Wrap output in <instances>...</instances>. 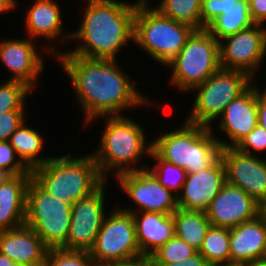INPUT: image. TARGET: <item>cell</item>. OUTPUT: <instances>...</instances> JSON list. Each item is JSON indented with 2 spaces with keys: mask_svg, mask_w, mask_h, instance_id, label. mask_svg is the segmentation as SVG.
<instances>
[{
  "mask_svg": "<svg viewBox=\"0 0 266 266\" xmlns=\"http://www.w3.org/2000/svg\"><path fill=\"white\" fill-rule=\"evenodd\" d=\"M52 45H45L41 51L52 53L57 62L61 63L75 89L76 101L84 113L86 125L91 121L97 122L101 117L126 115L122 114L123 110L154 105L149 97L137 91L136 84L123 72L117 59L83 58L60 51Z\"/></svg>",
  "mask_w": 266,
  "mask_h": 266,
  "instance_id": "6da1fadb",
  "label": "cell"
},
{
  "mask_svg": "<svg viewBox=\"0 0 266 266\" xmlns=\"http://www.w3.org/2000/svg\"><path fill=\"white\" fill-rule=\"evenodd\" d=\"M80 27L71 32L78 46L67 52L88 59L116 60L118 51L134 42V17L137 4L117 0H87Z\"/></svg>",
  "mask_w": 266,
  "mask_h": 266,
  "instance_id": "7a4b0ae2",
  "label": "cell"
},
{
  "mask_svg": "<svg viewBox=\"0 0 266 266\" xmlns=\"http://www.w3.org/2000/svg\"><path fill=\"white\" fill-rule=\"evenodd\" d=\"M102 118L106 121L99 147L91 152L101 176L108 181L110 174L118 176L147 168V164L142 168L137 165L143 156L150 157L153 146L152 141L149 143L146 139L143 126L127 115Z\"/></svg>",
  "mask_w": 266,
  "mask_h": 266,
  "instance_id": "3957f363",
  "label": "cell"
},
{
  "mask_svg": "<svg viewBox=\"0 0 266 266\" xmlns=\"http://www.w3.org/2000/svg\"><path fill=\"white\" fill-rule=\"evenodd\" d=\"M31 179L45 192L71 206L95 192L106 180L92 154L53 157L31 170Z\"/></svg>",
  "mask_w": 266,
  "mask_h": 266,
  "instance_id": "277c9868",
  "label": "cell"
},
{
  "mask_svg": "<svg viewBox=\"0 0 266 266\" xmlns=\"http://www.w3.org/2000/svg\"><path fill=\"white\" fill-rule=\"evenodd\" d=\"M182 127L160 134L152 140V149L164 160L197 173L210 168L220 157L222 146L213 133L205 127L183 121Z\"/></svg>",
  "mask_w": 266,
  "mask_h": 266,
  "instance_id": "5b68a950",
  "label": "cell"
},
{
  "mask_svg": "<svg viewBox=\"0 0 266 266\" xmlns=\"http://www.w3.org/2000/svg\"><path fill=\"white\" fill-rule=\"evenodd\" d=\"M149 5L137 4L134 17V43L155 62L165 67L178 55L194 30L162 16Z\"/></svg>",
  "mask_w": 266,
  "mask_h": 266,
  "instance_id": "8992f818",
  "label": "cell"
},
{
  "mask_svg": "<svg viewBox=\"0 0 266 266\" xmlns=\"http://www.w3.org/2000/svg\"><path fill=\"white\" fill-rule=\"evenodd\" d=\"M167 67L172 72L170 84L179 92H192L221 68L219 41L207 29L193 31Z\"/></svg>",
  "mask_w": 266,
  "mask_h": 266,
  "instance_id": "52a82bcc",
  "label": "cell"
},
{
  "mask_svg": "<svg viewBox=\"0 0 266 266\" xmlns=\"http://www.w3.org/2000/svg\"><path fill=\"white\" fill-rule=\"evenodd\" d=\"M254 80L246 73L237 70L220 68L202 84L195 87L196 91L192 110L186 122L205 127H212L226 106L243 94Z\"/></svg>",
  "mask_w": 266,
  "mask_h": 266,
  "instance_id": "ba28073f",
  "label": "cell"
},
{
  "mask_svg": "<svg viewBox=\"0 0 266 266\" xmlns=\"http://www.w3.org/2000/svg\"><path fill=\"white\" fill-rule=\"evenodd\" d=\"M24 224L49 248L67 249L71 205L43 191L32 179L26 191Z\"/></svg>",
  "mask_w": 266,
  "mask_h": 266,
  "instance_id": "9c48e42d",
  "label": "cell"
},
{
  "mask_svg": "<svg viewBox=\"0 0 266 266\" xmlns=\"http://www.w3.org/2000/svg\"><path fill=\"white\" fill-rule=\"evenodd\" d=\"M119 208L106 215L90 255L95 266L131 260L142 256L132 213Z\"/></svg>",
  "mask_w": 266,
  "mask_h": 266,
  "instance_id": "30bf717a",
  "label": "cell"
},
{
  "mask_svg": "<svg viewBox=\"0 0 266 266\" xmlns=\"http://www.w3.org/2000/svg\"><path fill=\"white\" fill-rule=\"evenodd\" d=\"M114 178L123 193L136 205V210L122 207L125 212L173 214L178 209L177 196L160 184L148 168L122 173Z\"/></svg>",
  "mask_w": 266,
  "mask_h": 266,
  "instance_id": "8fae6325",
  "label": "cell"
},
{
  "mask_svg": "<svg viewBox=\"0 0 266 266\" xmlns=\"http://www.w3.org/2000/svg\"><path fill=\"white\" fill-rule=\"evenodd\" d=\"M220 66L246 73L253 80L266 59V26L254 24L219 41ZM258 69V70H257Z\"/></svg>",
  "mask_w": 266,
  "mask_h": 266,
  "instance_id": "7c38bea8",
  "label": "cell"
},
{
  "mask_svg": "<svg viewBox=\"0 0 266 266\" xmlns=\"http://www.w3.org/2000/svg\"><path fill=\"white\" fill-rule=\"evenodd\" d=\"M105 181L95 192L71 206L67 249L90 251L107 215ZM106 211V213H105Z\"/></svg>",
  "mask_w": 266,
  "mask_h": 266,
  "instance_id": "4fadbf2b",
  "label": "cell"
},
{
  "mask_svg": "<svg viewBox=\"0 0 266 266\" xmlns=\"http://www.w3.org/2000/svg\"><path fill=\"white\" fill-rule=\"evenodd\" d=\"M226 182L239 187L262 207L266 203V159L234 147L222 148Z\"/></svg>",
  "mask_w": 266,
  "mask_h": 266,
  "instance_id": "5bb4252c",
  "label": "cell"
},
{
  "mask_svg": "<svg viewBox=\"0 0 266 266\" xmlns=\"http://www.w3.org/2000/svg\"><path fill=\"white\" fill-rule=\"evenodd\" d=\"M212 226L232 229L262 214V206L239 187L225 183L205 211Z\"/></svg>",
  "mask_w": 266,
  "mask_h": 266,
  "instance_id": "9a60e30c",
  "label": "cell"
},
{
  "mask_svg": "<svg viewBox=\"0 0 266 266\" xmlns=\"http://www.w3.org/2000/svg\"><path fill=\"white\" fill-rule=\"evenodd\" d=\"M34 41L29 37L0 40V61L11 73L7 80L25 83L32 90L45 68L44 55L35 47Z\"/></svg>",
  "mask_w": 266,
  "mask_h": 266,
  "instance_id": "2e32d148",
  "label": "cell"
},
{
  "mask_svg": "<svg viewBox=\"0 0 266 266\" xmlns=\"http://www.w3.org/2000/svg\"><path fill=\"white\" fill-rule=\"evenodd\" d=\"M219 130L228 141L217 138L222 148L234 147L244 136L258 125L257 85L255 82L238 98L234 99L218 118ZM230 143V144H229Z\"/></svg>",
  "mask_w": 266,
  "mask_h": 266,
  "instance_id": "e0dca14e",
  "label": "cell"
},
{
  "mask_svg": "<svg viewBox=\"0 0 266 266\" xmlns=\"http://www.w3.org/2000/svg\"><path fill=\"white\" fill-rule=\"evenodd\" d=\"M225 183L226 170L220 157L210 168L187 174L177 197L178 208L205 212Z\"/></svg>",
  "mask_w": 266,
  "mask_h": 266,
  "instance_id": "ac0fdd59",
  "label": "cell"
},
{
  "mask_svg": "<svg viewBox=\"0 0 266 266\" xmlns=\"http://www.w3.org/2000/svg\"><path fill=\"white\" fill-rule=\"evenodd\" d=\"M230 264L255 266L266 250V215L230 229Z\"/></svg>",
  "mask_w": 266,
  "mask_h": 266,
  "instance_id": "d6986e66",
  "label": "cell"
},
{
  "mask_svg": "<svg viewBox=\"0 0 266 266\" xmlns=\"http://www.w3.org/2000/svg\"><path fill=\"white\" fill-rule=\"evenodd\" d=\"M55 0H35L28 7L25 17V31L30 39L44 38L52 41L66 42L71 40V32H64L62 12ZM35 38V39H34ZM58 40V41H57Z\"/></svg>",
  "mask_w": 266,
  "mask_h": 266,
  "instance_id": "ffe728a7",
  "label": "cell"
},
{
  "mask_svg": "<svg viewBox=\"0 0 266 266\" xmlns=\"http://www.w3.org/2000/svg\"><path fill=\"white\" fill-rule=\"evenodd\" d=\"M48 250L42 239L25 224L0 231V253L14 262L41 266Z\"/></svg>",
  "mask_w": 266,
  "mask_h": 266,
  "instance_id": "44dd1931",
  "label": "cell"
},
{
  "mask_svg": "<svg viewBox=\"0 0 266 266\" xmlns=\"http://www.w3.org/2000/svg\"><path fill=\"white\" fill-rule=\"evenodd\" d=\"M132 215L142 256L149 257L175 235L173 214L136 212Z\"/></svg>",
  "mask_w": 266,
  "mask_h": 266,
  "instance_id": "7402d4cb",
  "label": "cell"
},
{
  "mask_svg": "<svg viewBox=\"0 0 266 266\" xmlns=\"http://www.w3.org/2000/svg\"><path fill=\"white\" fill-rule=\"evenodd\" d=\"M31 174L9 177L0 184V231L24 225L27 186Z\"/></svg>",
  "mask_w": 266,
  "mask_h": 266,
  "instance_id": "603a6c76",
  "label": "cell"
},
{
  "mask_svg": "<svg viewBox=\"0 0 266 266\" xmlns=\"http://www.w3.org/2000/svg\"><path fill=\"white\" fill-rule=\"evenodd\" d=\"M44 137L25 121L11 134L9 143L15 149L22 163L31 171L44 165L52 157L40 156L44 149Z\"/></svg>",
  "mask_w": 266,
  "mask_h": 266,
  "instance_id": "cb8c5ba5",
  "label": "cell"
},
{
  "mask_svg": "<svg viewBox=\"0 0 266 266\" xmlns=\"http://www.w3.org/2000/svg\"><path fill=\"white\" fill-rule=\"evenodd\" d=\"M173 219L175 235L199 251L211 226L206 212L178 208L173 213Z\"/></svg>",
  "mask_w": 266,
  "mask_h": 266,
  "instance_id": "d4e9b609",
  "label": "cell"
},
{
  "mask_svg": "<svg viewBox=\"0 0 266 266\" xmlns=\"http://www.w3.org/2000/svg\"><path fill=\"white\" fill-rule=\"evenodd\" d=\"M254 24L250 16L249 4L245 0H239L235 7L223 11V14L216 17L206 29L220 41Z\"/></svg>",
  "mask_w": 266,
  "mask_h": 266,
  "instance_id": "484cf974",
  "label": "cell"
},
{
  "mask_svg": "<svg viewBox=\"0 0 266 266\" xmlns=\"http://www.w3.org/2000/svg\"><path fill=\"white\" fill-rule=\"evenodd\" d=\"M202 0H161L158 6L153 5L162 16L189 26L194 31L206 28L201 22Z\"/></svg>",
  "mask_w": 266,
  "mask_h": 266,
  "instance_id": "4316f807",
  "label": "cell"
},
{
  "mask_svg": "<svg viewBox=\"0 0 266 266\" xmlns=\"http://www.w3.org/2000/svg\"><path fill=\"white\" fill-rule=\"evenodd\" d=\"M230 229L210 226L199 253L211 265L230 264Z\"/></svg>",
  "mask_w": 266,
  "mask_h": 266,
  "instance_id": "83f0119b",
  "label": "cell"
},
{
  "mask_svg": "<svg viewBox=\"0 0 266 266\" xmlns=\"http://www.w3.org/2000/svg\"><path fill=\"white\" fill-rule=\"evenodd\" d=\"M150 158L154 159V167H147L158 179L159 183L178 197L185 183L187 171L171 162L162 159L153 149Z\"/></svg>",
  "mask_w": 266,
  "mask_h": 266,
  "instance_id": "f1b7e54d",
  "label": "cell"
},
{
  "mask_svg": "<svg viewBox=\"0 0 266 266\" xmlns=\"http://www.w3.org/2000/svg\"><path fill=\"white\" fill-rule=\"evenodd\" d=\"M33 90L25 83L4 80L0 84V114L12 110H25V100Z\"/></svg>",
  "mask_w": 266,
  "mask_h": 266,
  "instance_id": "f546056e",
  "label": "cell"
},
{
  "mask_svg": "<svg viewBox=\"0 0 266 266\" xmlns=\"http://www.w3.org/2000/svg\"><path fill=\"white\" fill-rule=\"evenodd\" d=\"M197 252L195 248L174 235L164 245L153 252L149 258L152 264H168L182 261Z\"/></svg>",
  "mask_w": 266,
  "mask_h": 266,
  "instance_id": "4dcf8cb0",
  "label": "cell"
},
{
  "mask_svg": "<svg viewBox=\"0 0 266 266\" xmlns=\"http://www.w3.org/2000/svg\"><path fill=\"white\" fill-rule=\"evenodd\" d=\"M41 266H95L90 251L49 249Z\"/></svg>",
  "mask_w": 266,
  "mask_h": 266,
  "instance_id": "1f68e13d",
  "label": "cell"
},
{
  "mask_svg": "<svg viewBox=\"0 0 266 266\" xmlns=\"http://www.w3.org/2000/svg\"><path fill=\"white\" fill-rule=\"evenodd\" d=\"M0 167L11 176L31 174V171L19 159L9 141H0Z\"/></svg>",
  "mask_w": 266,
  "mask_h": 266,
  "instance_id": "d6a6232c",
  "label": "cell"
},
{
  "mask_svg": "<svg viewBox=\"0 0 266 266\" xmlns=\"http://www.w3.org/2000/svg\"><path fill=\"white\" fill-rule=\"evenodd\" d=\"M234 148L250 155H255L256 153L259 155L260 153L264 154L266 151V130L258 124L250 133L244 136Z\"/></svg>",
  "mask_w": 266,
  "mask_h": 266,
  "instance_id": "836d02e7",
  "label": "cell"
},
{
  "mask_svg": "<svg viewBox=\"0 0 266 266\" xmlns=\"http://www.w3.org/2000/svg\"><path fill=\"white\" fill-rule=\"evenodd\" d=\"M239 0H202L201 22L207 28L216 17L235 7Z\"/></svg>",
  "mask_w": 266,
  "mask_h": 266,
  "instance_id": "e575fe53",
  "label": "cell"
},
{
  "mask_svg": "<svg viewBox=\"0 0 266 266\" xmlns=\"http://www.w3.org/2000/svg\"><path fill=\"white\" fill-rule=\"evenodd\" d=\"M26 110H12L0 114V141H9L11 134L25 120Z\"/></svg>",
  "mask_w": 266,
  "mask_h": 266,
  "instance_id": "d590c367",
  "label": "cell"
},
{
  "mask_svg": "<svg viewBox=\"0 0 266 266\" xmlns=\"http://www.w3.org/2000/svg\"><path fill=\"white\" fill-rule=\"evenodd\" d=\"M249 10L255 24L266 26V0H254L249 4Z\"/></svg>",
  "mask_w": 266,
  "mask_h": 266,
  "instance_id": "8d00e7d4",
  "label": "cell"
},
{
  "mask_svg": "<svg viewBox=\"0 0 266 266\" xmlns=\"http://www.w3.org/2000/svg\"><path fill=\"white\" fill-rule=\"evenodd\" d=\"M153 266H211V265L197 251L194 255L182 261H176L168 264H153Z\"/></svg>",
  "mask_w": 266,
  "mask_h": 266,
  "instance_id": "74e56055",
  "label": "cell"
},
{
  "mask_svg": "<svg viewBox=\"0 0 266 266\" xmlns=\"http://www.w3.org/2000/svg\"><path fill=\"white\" fill-rule=\"evenodd\" d=\"M263 89H258L257 86V113L258 124L266 130V87Z\"/></svg>",
  "mask_w": 266,
  "mask_h": 266,
  "instance_id": "f35d334b",
  "label": "cell"
},
{
  "mask_svg": "<svg viewBox=\"0 0 266 266\" xmlns=\"http://www.w3.org/2000/svg\"><path fill=\"white\" fill-rule=\"evenodd\" d=\"M105 266H153L147 256H140L131 260L109 263Z\"/></svg>",
  "mask_w": 266,
  "mask_h": 266,
  "instance_id": "ab89813d",
  "label": "cell"
},
{
  "mask_svg": "<svg viewBox=\"0 0 266 266\" xmlns=\"http://www.w3.org/2000/svg\"><path fill=\"white\" fill-rule=\"evenodd\" d=\"M13 9L4 1L0 0V15L12 12Z\"/></svg>",
  "mask_w": 266,
  "mask_h": 266,
  "instance_id": "60d3db41",
  "label": "cell"
},
{
  "mask_svg": "<svg viewBox=\"0 0 266 266\" xmlns=\"http://www.w3.org/2000/svg\"><path fill=\"white\" fill-rule=\"evenodd\" d=\"M14 261H12L9 257L2 255L0 253V266H12Z\"/></svg>",
  "mask_w": 266,
  "mask_h": 266,
  "instance_id": "b9f144b4",
  "label": "cell"
},
{
  "mask_svg": "<svg viewBox=\"0 0 266 266\" xmlns=\"http://www.w3.org/2000/svg\"><path fill=\"white\" fill-rule=\"evenodd\" d=\"M9 177H11V175L0 167V184L5 182Z\"/></svg>",
  "mask_w": 266,
  "mask_h": 266,
  "instance_id": "7bdbcfd3",
  "label": "cell"
},
{
  "mask_svg": "<svg viewBox=\"0 0 266 266\" xmlns=\"http://www.w3.org/2000/svg\"><path fill=\"white\" fill-rule=\"evenodd\" d=\"M4 1L13 9V11L15 10L18 1L16 0H4Z\"/></svg>",
  "mask_w": 266,
  "mask_h": 266,
  "instance_id": "ee69618b",
  "label": "cell"
},
{
  "mask_svg": "<svg viewBox=\"0 0 266 266\" xmlns=\"http://www.w3.org/2000/svg\"><path fill=\"white\" fill-rule=\"evenodd\" d=\"M260 263L263 264V265H266V250L264 252L263 258H262Z\"/></svg>",
  "mask_w": 266,
  "mask_h": 266,
  "instance_id": "f6af8a7d",
  "label": "cell"
},
{
  "mask_svg": "<svg viewBox=\"0 0 266 266\" xmlns=\"http://www.w3.org/2000/svg\"><path fill=\"white\" fill-rule=\"evenodd\" d=\"M213 266H245L240 264H223V265H213Z\"/></svg>",
  "mask_w": 266,
  "mask_h": 266,
  "instance_id": "bcb514c9",
  "label": "cell"
},
{
  "mask_svg": "<svg viewBox=\"0 0 266 266\" xmlns=\"http://www.w3.org/2000/svg\"><path fill=\"white\" fill-rule=\"evenodd\" d=\"M12 266H31V265H26V264L14 262V264Z\"/></svg>",
  "mask_w": 266,
  "mask_h": 266,
  "instance_id": "7dc6e473",
  "label": "cell"
},
{
  "mask_svg": "<svg viewBox=\"0 0 266 266\" xmlns=\"http://www.w3.org/2000/svg\"><path fill=\"white\" fill-rule=\"evenodd\" d=\"M262 213L266 215V203H265L264 206L262 207Z\"/></svg>",
  "mask_w": 266,
  "mask_h": 266,
  "instance_id": "c3c4849f",
  "label": "cell"
},
{
  "mask_svg": "<svg viewBox=\"0 0 266 266\" xmlns=\"http://www.w3.org/2000/svg\"><path fill=\"white\" fill-rule=\"evenodd\" d=\"M248 4H250L251 2H253L254 0H245Z\"/></svg>",
  "mask_w": 266,
  "mask_h": 266,
  "instance_id": "681fc988",
  "label": "cell"
},
{
  "mask_svg": "<svg viewBox=\"0 0 266 266\" xmlns=\"http://www.w3.org/2000/svg\"><path fill=\"white\" fill-rule=\"evenodd\" d=\"M255 266H266V265H263V264H261V263H258V264H256Z\"/></svg>",
  "mask_w": 266,
  "mask_h": 266,
  "instance_id": "f907efd6",
  "label": "cell"
}]
</instances>
